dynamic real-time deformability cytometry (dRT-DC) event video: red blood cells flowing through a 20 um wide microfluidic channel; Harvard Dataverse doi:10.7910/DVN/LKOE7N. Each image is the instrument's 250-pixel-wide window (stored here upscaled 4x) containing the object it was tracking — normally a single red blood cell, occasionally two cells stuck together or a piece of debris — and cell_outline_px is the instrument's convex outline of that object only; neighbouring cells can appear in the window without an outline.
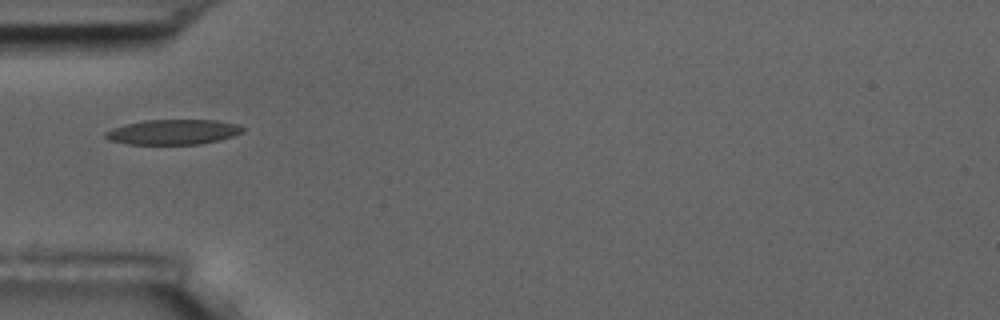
{"species": "common noctule bat (a hibernating species)", "species_latin": "Nyctalus noctula", "temperature_condition": "room temperature", "stored_images_in_passage": 3, "camera_frame_rate_fps": 3000, "um_per_image_px": 0.085, "animal": {"sex": "male", "body_mass_g": 17.5, "forearm_length_mm": 52.3}, "frame": {"image": 1, "passage_image": 1, "time_ms": 0.0, "image_size_px": [1000, 320], "cell_outline_px": [[244, 132], [220, 140], [200, 144], [128, 144], [108, 140], [104, 136], [104, 132], [112, 128], [144, 120], [216, 120], [236, 124], [244, 128]], "centroid_in_image_um": [14.71, 11.22], "position_along_channel_um": 70.3, "area_um2": 20.0}}